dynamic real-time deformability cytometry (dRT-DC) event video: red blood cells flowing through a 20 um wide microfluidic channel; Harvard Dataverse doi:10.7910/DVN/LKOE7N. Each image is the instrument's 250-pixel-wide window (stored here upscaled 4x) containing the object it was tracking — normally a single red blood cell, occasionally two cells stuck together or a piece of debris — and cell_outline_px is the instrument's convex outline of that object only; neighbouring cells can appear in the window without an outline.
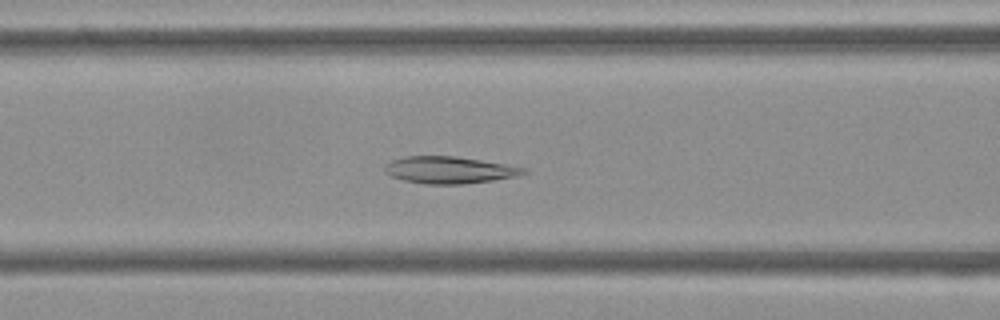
{"species": "Egyptian fruit bat (a non-hibernating species)", "species_latin": "Rousettus aegyptiacus", "temperature_condition": "cold", "stored_images_in_passage": 45, "camera_frame_rate_fps": 3000, "um_per_image_px": 0.085, "frame": {"image": 1, "passage_image": 13, "time_ms": 4.0, "image_size_px": [1000, 320], "cell_outline_px": [[528, 172], [516, 176], [492, 180], [464, 184], [424, 184], [404, 180], [392, 176], [384, 172], [384, 164], [392, 160], [404, 156], [456, 156], [504, 164], [524, 168]], "centroid_in_image_um": [38.13, 14.45], "position_along_channel_um": 128.5, "area_um2": 21.68}}
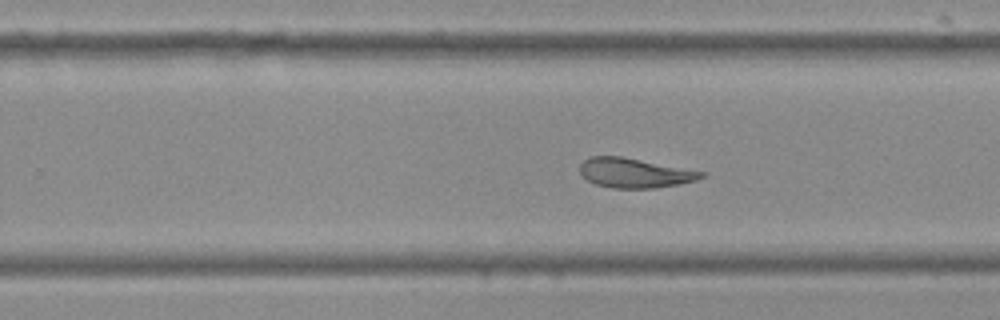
{"frame": {"image": 2, "passage_image": 25, "time_ms": 8.0, "image_size_px": [1000, 320], "cell_outline_px": [[708, 172], [704, 176], [696, 180], [680, 184], [656, 188], [612, 188], [596, 184], [580, 176], [580, 164], [584, 160], [592, 156], [620, 156]], "centroid_in_image_um": [53.95, 14.7], "position_along_channel_um": 275.8, "area_um2": 21.04}}
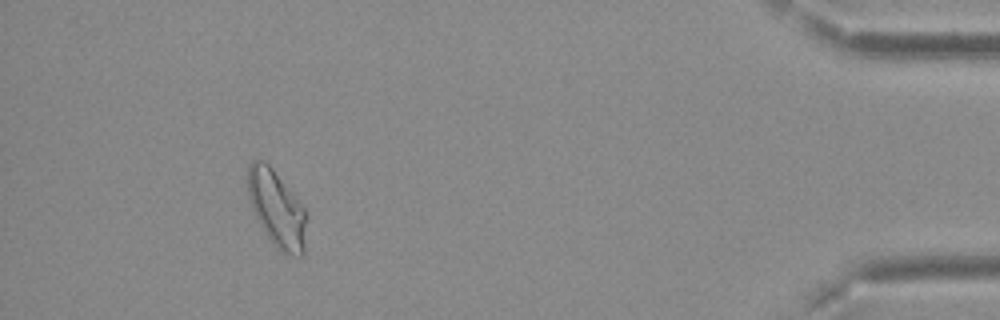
{"frame": {"image": 3, "passage_image": 41, "time_ms": 13.333, "image_size_px": [1000, 320], "cell_outline_px": [[308, 216], [304, 252], [300, 256], [292, 256], [276, 248], [272, 244], [260, 224], [248, 200], [248, 164], [252, 160], [264, 160], [272, 168], [292, 192], [304, 208]], "centroid_in_image_um": [23.54, 17.76], "position_along_channel_um": 411.7, "area_um2": 26.3}, "authors_computed_cell_mechanics": {"area_um2": 22.9466, "velocity_mm_per_s": 3.6921, "shape_relaxation_time_tau1_ms": null, "shape_relaxation_time_tau2_ms": 4.5103, "deformation_change_tau1": null, "deformation_change_tau2": 0.0916}}